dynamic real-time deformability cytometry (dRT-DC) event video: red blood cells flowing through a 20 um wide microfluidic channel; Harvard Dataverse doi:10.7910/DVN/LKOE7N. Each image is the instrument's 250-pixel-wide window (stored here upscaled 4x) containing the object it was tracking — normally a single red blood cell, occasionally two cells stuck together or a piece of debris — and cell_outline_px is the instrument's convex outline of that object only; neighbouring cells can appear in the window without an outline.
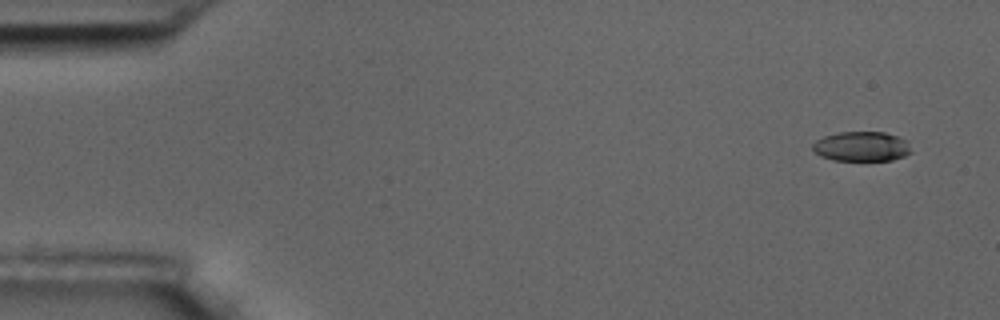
{"species": "common noctule bat (a hibernating species)", "species_latin": "Nyctalus noctula", "temperature_condition": "room temperature", "stored_images_in_passage": 5, "segment_of_instrument_passage": [1, 2], "camera_frame_rate_fps": 3000, "um_per_image_px": 0.085, "animal": {"sex": "male", "body_mass_g": 17.5, "forearm_length_mm": 52.3}, "frame": {"image": 1, "passage_image": 1, "time_ms": 0.0, "image_size_px": [1000, 320], "cell_outline_px": [[912, 152], [904, 156], [892, 160], [832, 160], [820, 156], [812, 148], [812, 144], [816, 140], [824, 136], [840, 132], [884, 132], [908, 140]], "centroid_in_image_um": [73.25, 12.45], "position_along_channel_um": 11.8, "area_um2": 17.11}}
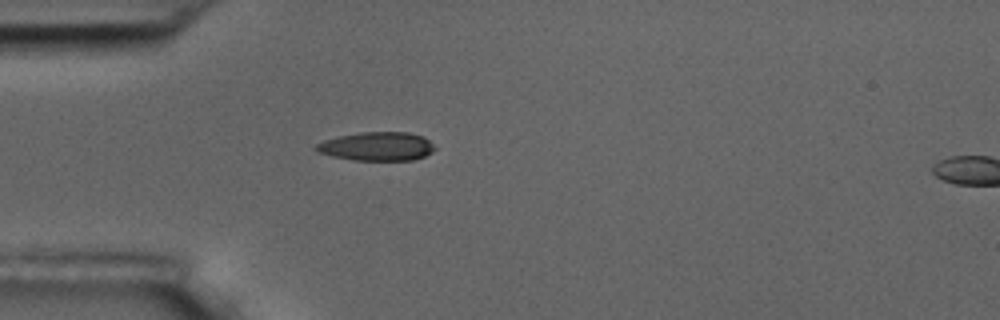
{"frame": {"image": 2, "passage_image": 4, "time_ms": 4.333, "image_size_px": [1000, 320], "cell_outline_px": [[436, 148], [432, 152], [424, 156], [412, 160], [352, 160], [332, 156], [316, 152], [312, 148], [316, 144], [324, 140], [340, 136], [360, 132], [408, 132], [424, 136]], "centroid_in_image_um": [32.01, 12.44], "position_along_channel_um": 53.0, "area_um2": 19.94}}